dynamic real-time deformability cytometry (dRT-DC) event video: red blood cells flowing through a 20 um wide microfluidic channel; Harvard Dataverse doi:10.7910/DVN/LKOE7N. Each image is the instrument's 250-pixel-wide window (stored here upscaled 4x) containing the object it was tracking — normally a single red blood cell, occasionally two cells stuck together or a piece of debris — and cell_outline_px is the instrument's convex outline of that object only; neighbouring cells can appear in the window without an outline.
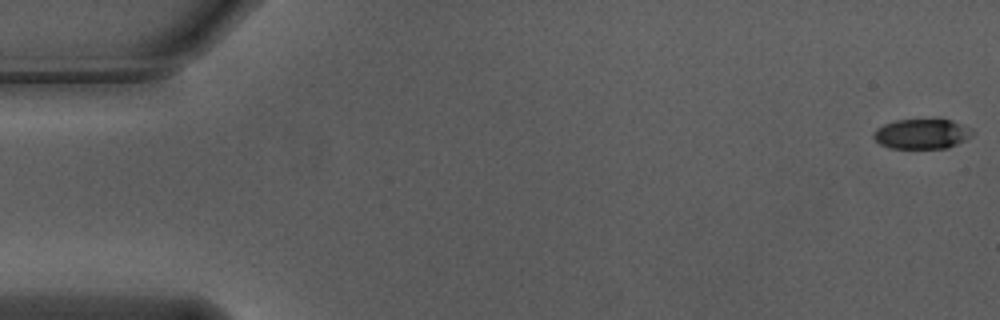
{"species": "Egyptian fruit bat (a non-hibernating species)", "species_latin": "Rousettus aegyptiacus", "temperature_condition": "warm", "stored_images_in_passage": 56, "camera_frame_rate_fps": 3000, "um_per_image_px": 0.085, "animal": {"sex": "male"}, "frame": {"image": 1, "passage_image": 1, "time_ms": 0.0, "image_size_px": [1000, 320], "cell_outline_px": [[972, 136], [948, 148], [888, 148], [880, 144], [872, 136], [876, 128], [884, 124], [896, 120], [936, 116], [952, 120], [972, 128]], "centroid_in_image_um": [78.37, 11.33], "position_along_channel_um": 6.6, "area_um2": 17.98}}
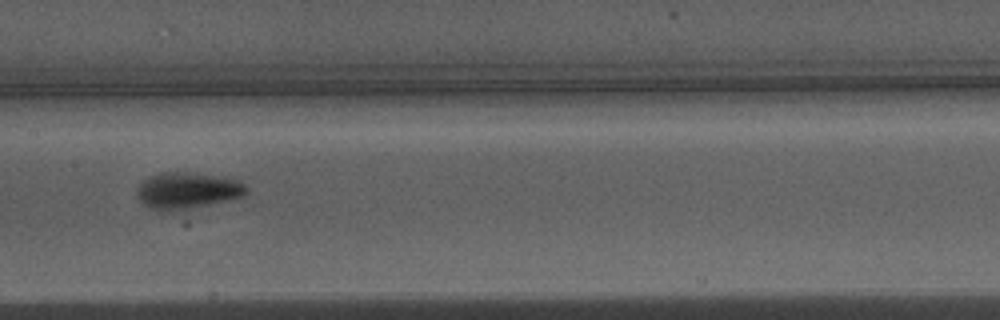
{"frame": {"image": 2, "passage_image": 28, "time_ms": 9.0, "image_size_px": [1000, 320], "cell_outline_px": [[248, 192], [244, 196], [188, 208], [152, 208], [144, 204], [136, 196], [136, 188], [148, 176], [160, 172], [184, 172], [240, 180], [248, 188]], "centroid_in_image_um": [15.92, 16.15], "position_along_channel_um": 191.5, "area_um2": 22.37}}
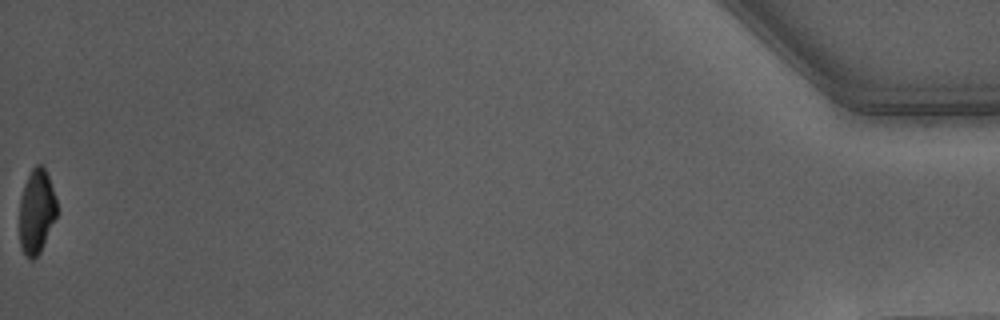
{"frame": {"image": 3, "passage_image": 56, "time_ms": 18.333, "image_size_px": [1000, 320], "cell_outline_px": [[56, 216], [40, 252], [32, 260], [28, 260], [24, 256], [20, 248], [20, 196], [24, 184], [32, 168], [36, 164], [40, 164], [44, 168], [48, 176], [56, 200]], "centroid_in_image_um": [3.07, 18.0], "position_along_channel_um": 432.1, "area_um2": 18.26}, "authors_computed_cell_mechanics": {"area_um2": 20.2878, "velocity_mm_per_s": 3.7349, "shape_relaxation_time_tau1_ms": 2.6316, "shape_relaxation_time_tau2_ms": 0.8907, "deformation_change_tau1": 0.1813, "deformation_change_tau2": 0.0557}}